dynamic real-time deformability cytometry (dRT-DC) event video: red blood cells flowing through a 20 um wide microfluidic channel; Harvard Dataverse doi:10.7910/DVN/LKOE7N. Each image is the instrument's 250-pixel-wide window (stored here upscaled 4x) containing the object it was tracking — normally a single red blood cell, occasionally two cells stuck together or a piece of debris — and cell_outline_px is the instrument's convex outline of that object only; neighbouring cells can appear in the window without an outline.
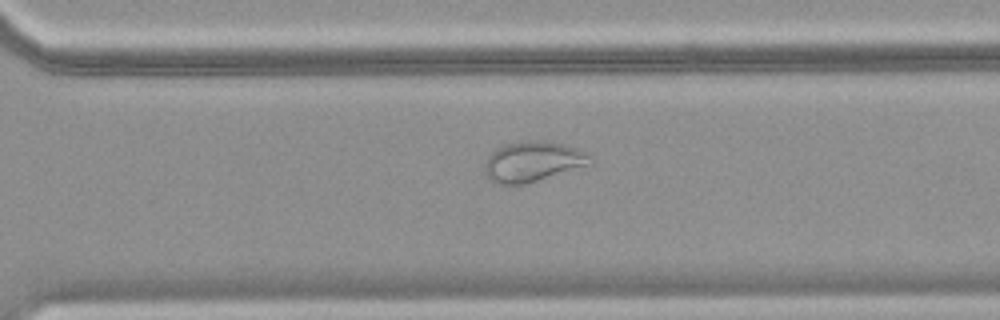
{"species": "common noctule bat (a hibernating species)", "species_latin": "Nyctalus noctula", "temperature_condition": "warm", "stored_images_in_passage": 25, "camera_frame_rate_fps": 3000, "um_per_image_px": 0.085, "animal": {"sex": "female", "body_mass_g": 18.4}, "frame": {"image": 1, "passage_image": 22, "time_ms": 7.0, "image_size_px": [1000, 320], "cell_outline_px": [[592, 164], [528, 184], [496, 184], [484, 172], [484, 164], [488, 156], [496, 148], [504, 144], [524, 140], [548, 140], [564, 144], [576, 148], [592, 156]], "centroid_in_image_um": [45.3, 13.72], "position_along_channel_um": 325.3, "area_um2": 25.14}}